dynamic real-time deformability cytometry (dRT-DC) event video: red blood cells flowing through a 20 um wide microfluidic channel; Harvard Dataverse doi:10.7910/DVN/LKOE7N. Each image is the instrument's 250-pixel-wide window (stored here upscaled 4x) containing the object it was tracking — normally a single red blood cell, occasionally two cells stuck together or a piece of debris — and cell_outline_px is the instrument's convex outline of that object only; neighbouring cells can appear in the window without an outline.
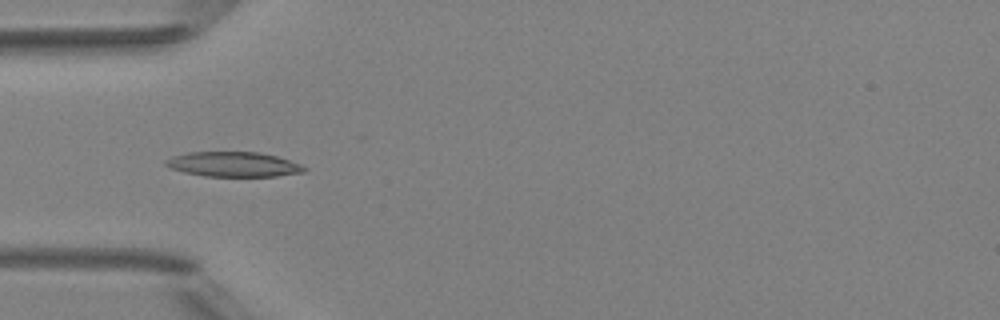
{"species": "Egyptian fruit bat (a non-hibernating species)", "species_latin": "Rousettus aegyptiacus", "temperature_condition": "room temperature", "stored_images_in_passage": 6, "camera_frame_rate_fps": 3000, "um_per_image_px": 0.085, "animal": {"sex": "female"}, "frame": {"image": 1, "passage_image": 5, "time_ms": 5.333, "image_size_px": [1000, 320], "cell_outline_px": [[308, 168], [304, 172], [276, 176], [204, 176], [184, 172], [172, 168], [164, 164], [164, 160], [172, 156], [188, 152], [256, 152], [276, 156], [300, 164]], "centroid_in_image_um": [19.82, 13.96], "position_along_channel_um": 65.2, "area_um2": 19.94}}
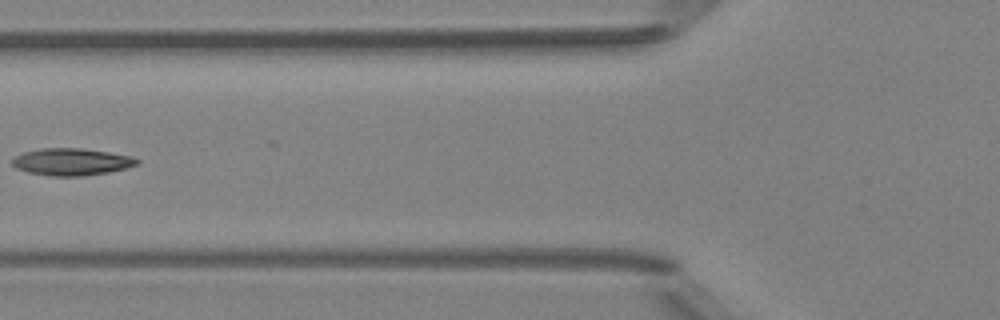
{"frame": {"image": 2, "passage_image": 6, "time_ms": 6.667, "image_size_px": [1000, 320], "cell_outline_px": [[140, 164], [108, 172], [84, 176], [52, 176], [28, 172], [16, 168], [12, 164], [12, 160], [16, 156], [24, 152], [40, 148], [80, 148], [108, 152], [132, 156], [140, 160]], "centroid_in_image_um": [6.09, 13.75], "position_along_channel_um": 119.7, "area_um2": 19.65}}